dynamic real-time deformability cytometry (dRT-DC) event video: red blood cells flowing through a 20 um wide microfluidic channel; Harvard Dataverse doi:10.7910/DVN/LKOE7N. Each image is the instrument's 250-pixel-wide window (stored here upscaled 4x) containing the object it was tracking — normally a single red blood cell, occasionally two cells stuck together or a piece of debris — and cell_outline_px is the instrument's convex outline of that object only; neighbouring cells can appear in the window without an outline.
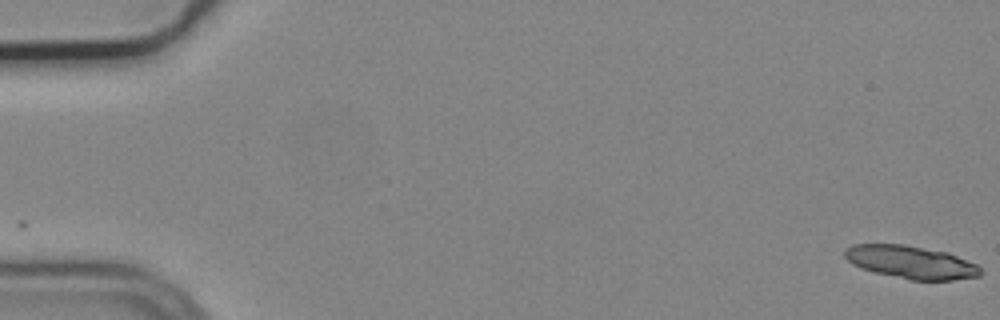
{"species": "common noctule bat (a hibernating species)", "species_latin": "Nyctalus noctula", "temperature_condition": "cold", "stored_images_in_passage": 9, "segment_of_instrument_passage": [1, 2], "camera_frame_rate_fps": 3000, "um_per_image_px": 0.085, "animal": {"sex": "male", "body_mass_g": 19.2, "forearm_length_mm": 51.8}, "frame": {"image": 1, "passage_image": 1, "time_ms": 0.0, "image_size_px": [1000, 320], "cell_outline_px": [[984, 272], [980, 276], [952, 280], [908, 280], [876, 272], [852, 264], [844, 256], [844, 248], [852, 244], [904, 244], [948, 252], [976, 264]], "centroid_in_image_um": [77.44, 22.28], "position_along_channel_um": 7.6, "area_um2": 26.07}}
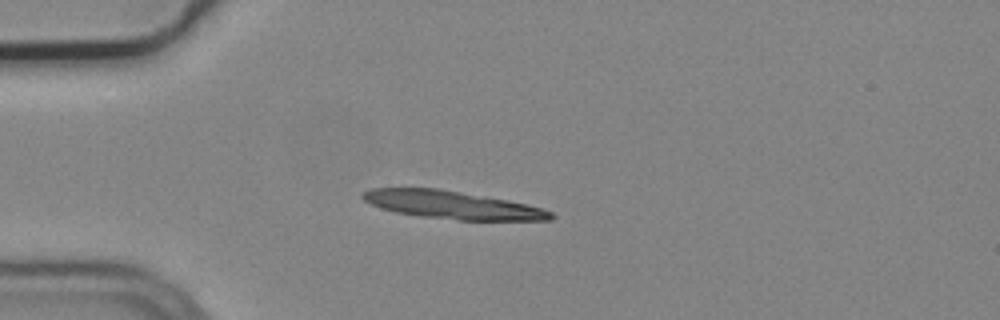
{"frame": {"image": 2, "passage_image": 5, "time_ms": 1.333, "image_size_px": [1000, 320], "cell_outline_px": [[556, 216], [552, 220], [460, 220], [420, 216], [396, 212], [380, 208], [364, 200], [360, 196], [364, 192], [372, 188], [440, 188], [508, 200], [540, 208], [552, 212]], "centroid_in_image_um": [38.43, 17.42], "position_along_channel_um": 46.6, "area_um2": 30.4}}